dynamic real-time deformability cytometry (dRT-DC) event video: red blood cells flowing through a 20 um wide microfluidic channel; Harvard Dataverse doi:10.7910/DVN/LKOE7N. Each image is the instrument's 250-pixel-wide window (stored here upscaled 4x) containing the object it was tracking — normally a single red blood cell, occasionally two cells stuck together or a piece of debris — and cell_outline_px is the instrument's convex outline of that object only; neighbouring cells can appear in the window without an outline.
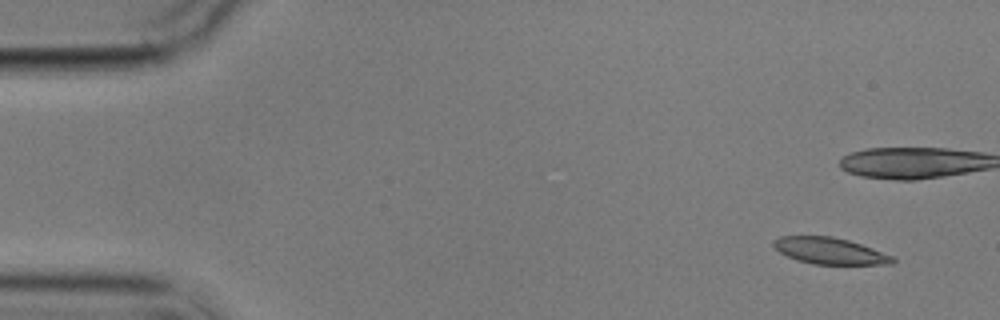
{"species": "common noctule bat (a hibernating species)", "species_latin": "Nyctalus noctula", "temperature_condition": "cold", "stored_images_in_passage": 6, "camera_frame_rate_fps": 3000, "um_per_image_px": 0.085, "animal": {"sex": "male", "body_mass_g": 17.9}, "frame": {"image": 1, "passage_image": 1, "time_ms": 0.0, "image_size_px": [1000, 320], "cell_outline_px": [[896, 260], [892, 264], [812, 264], [796, 260], [780, 252], [772, 244], [772, 240], [780, 236], [832, 236], [848, 240], [872, 248], [892, 256]], "centroid_in_image_um": [70.5, 21.32], "position_along_channel_um": 14.5, "area_um2": 18.26}}
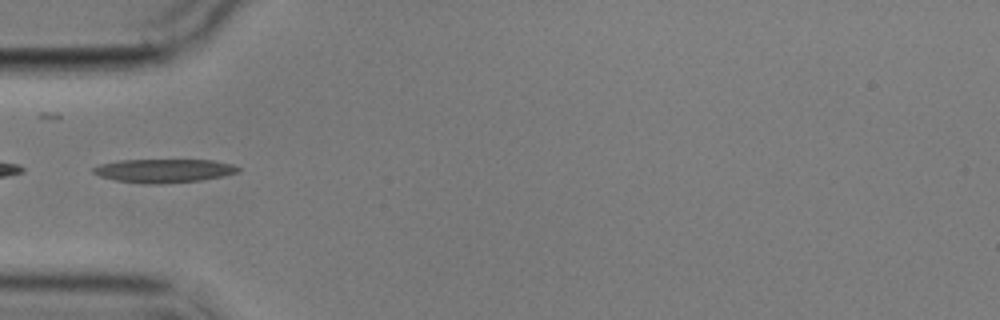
{"frame": {"image": 2, "passage_image": 6, "time_ms": 6.0, "image_size_px": [1000, 320], "cell_outline_px": [[240, 172], [224, 176], [200, 180], [156, 184], [144, 184], [116, 180], [100, 176], [92, 172], [92, 168], [100, 164], [120, 160], [212, 160], [232, 164], [240, 168]], "centroid_in_image_um": [13.94, 14.51], "position_along_channel_um": 71.1, "area_um2": 19.88}}